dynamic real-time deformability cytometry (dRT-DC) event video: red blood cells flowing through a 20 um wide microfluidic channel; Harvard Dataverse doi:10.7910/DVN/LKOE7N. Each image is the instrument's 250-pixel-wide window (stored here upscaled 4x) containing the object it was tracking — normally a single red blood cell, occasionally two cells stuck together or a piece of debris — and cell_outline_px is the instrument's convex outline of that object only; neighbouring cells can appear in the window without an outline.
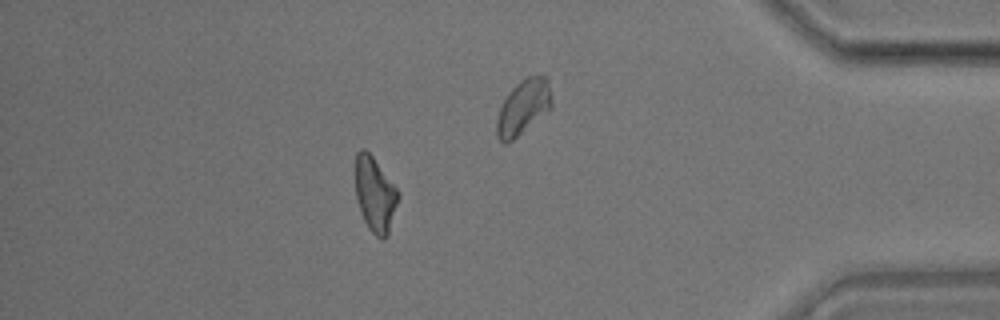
{"species": "common noctule bat (a hibernating species)", "species_latin": "Nyctalus noctula", "temperature_condition": "room temperature", "stored_images_in_passage": 34, "camera_frame_rate_fps": 3000, "um_per_image_px": 0.085, "animal": {"sex": "male", "body_mass_g": 17.9}, "frame": {"image": 1, "passage_image": 29, "time_ms": 9.333, "image_size_px": [1000, 320], "cell_outline_px": [[400, 196], [388, 236], [384, 240], [380, 240], [368, 228], [360, 212], [356, 200], [356, 152], [360, 148], [364, 148], [372, 156], [400, 192]], "centroid_in_image_um": [31.89, 16.56], "position_along_channel_um": 403.3, "area_um2": 18.9}}